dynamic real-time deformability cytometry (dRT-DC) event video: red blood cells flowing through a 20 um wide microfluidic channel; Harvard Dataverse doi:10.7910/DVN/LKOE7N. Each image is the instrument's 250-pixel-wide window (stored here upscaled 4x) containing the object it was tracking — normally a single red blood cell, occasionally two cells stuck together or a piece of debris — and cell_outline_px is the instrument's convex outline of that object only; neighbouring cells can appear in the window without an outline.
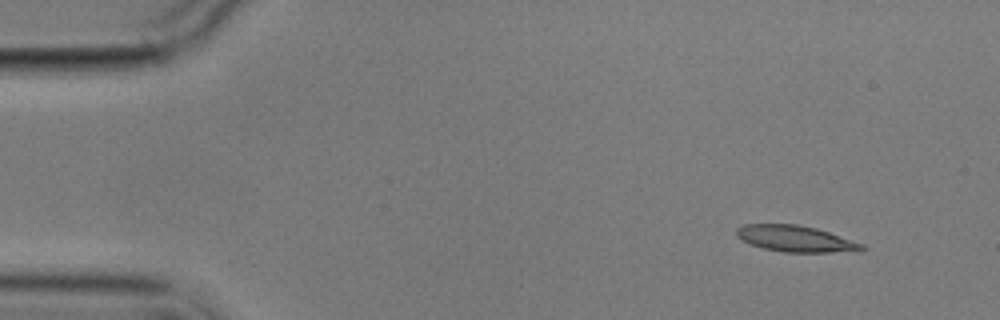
{"species": "common noctule bat (a hibernating species)", "species_latin": "Nyctalus noctula", "temperature_condition": "cold", "stored_images_in_passage": 5, "segment_of_instrument_passage": [1, 2], "camera_frame_rate_fps": 3000, "um_per_image_px": 0.085, "animal": {"sex": "male", "body_mass_g": 17.9}, "frame": {"image": 1, "passage_image": 1, "time_ms": 0.0, "image_size_px": [1000, 320], "cell_outline_px": [[864, 248], [860, 252], [784, 252], [764, 248], [740, 240], [736, 236], [736, 228], [744, 224], [796, 224], [816, 228], [864, 244]], "centroid_in_image_um": [67.62, 20.29], "position_along_channel_um": 17.4, "area_um2": 19.19}}
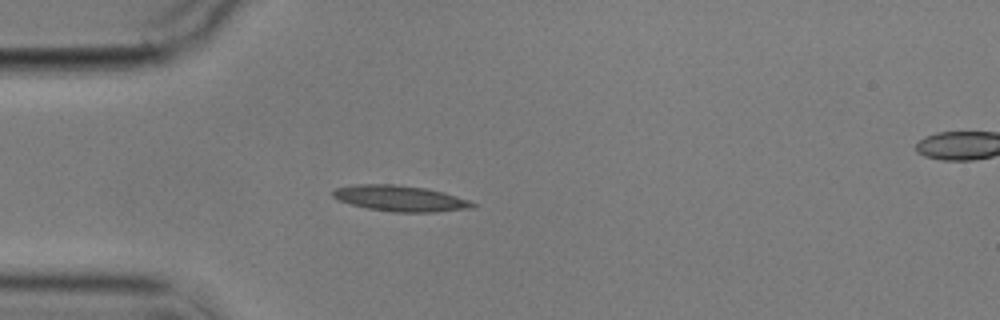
{"frame": {"image": 2, "passage_image": 4, "time_ms": 3.333, "image_size_px": [1000, 320], "cell_outline_px": [[476, 208], [436, 212], [392, 212], [368, 208], [352, 204], [340, 200], [332, 196], [332, 192], [336, 188], [356, 184], [392, 184], [424, 188], [444, 192], [468, 200], [476, 204]], "centroid_in_image_um": [34.05, 16.87], "position_along_channel_um": 50.9, "area_um2": 20.92}}